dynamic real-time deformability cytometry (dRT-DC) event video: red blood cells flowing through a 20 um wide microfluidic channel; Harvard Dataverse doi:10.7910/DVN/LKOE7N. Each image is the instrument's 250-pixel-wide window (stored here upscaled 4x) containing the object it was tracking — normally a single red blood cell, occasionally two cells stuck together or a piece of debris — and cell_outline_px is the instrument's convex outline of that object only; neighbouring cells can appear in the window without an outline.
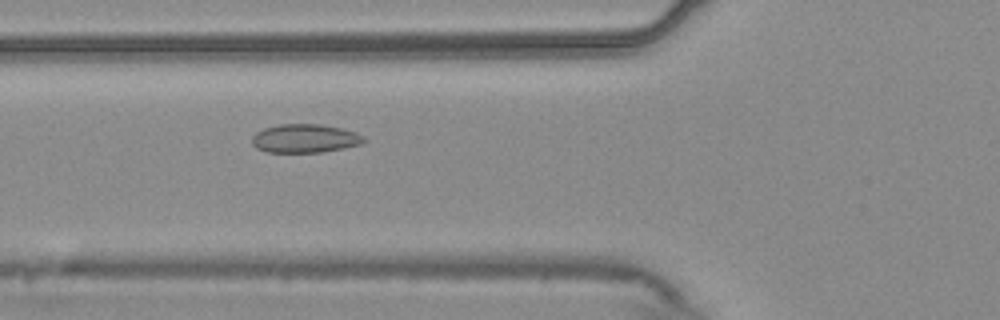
{"species": "common noctule bat (a hibernating species)", "species_latin": "Nyctalus noctula", "temperature_condition": "warm", "stored_images_in_passage": 56, "camera_frame_rate_fps": 3000, "um_per_image_px": 0.085, "animal": {"sex": "male", "body_mass_g": 20.4}, "frame": {"image": 1, "passage_image": 21, "time_ms": 6.667, "image_size_px": [1000, 320], "cell_outline_px": [[368, 140], [360, 144], [344, 148], [320, 152], [268, 152], [256, 148], [252, 144], [252, 136], [256, 132], [264, 128], [280, 124], [320, 124], [340, 128], [356, 132], [364, 136]], "centroid_in_image_um": [25.92, 11.76], "position_along_channel_um": 99.9, "area_um2": 18.67}}
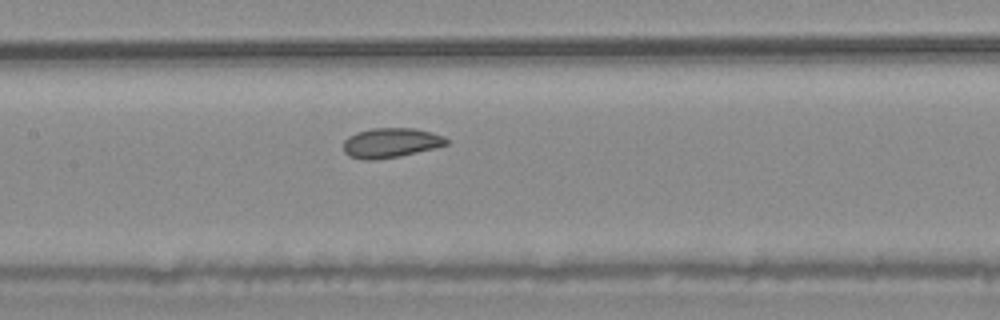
{"frame": {"image": 2, "passage_image": 27, "time_ms": 8.667, "image_size_px": [1000, 320], "cell_outline_px": [[448, 144], [436, 148], [400, 156], [376, 160], [364, 160], [348, 156], [344, 152], [344, 140], [348, 136], [356, 132], [372, 128], [416, 128], [432, 132], [444, 136], [448, 140]], "centroid_in_image_um": [33.22, 12.14], "position_along_channel_um": 174.2, "area_um2": 18.09}}
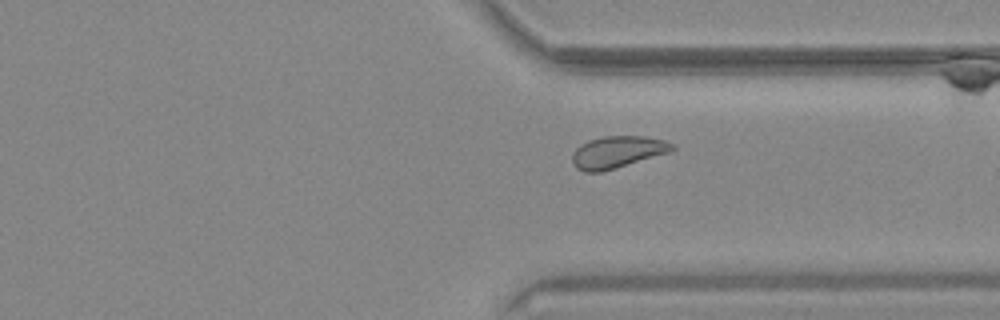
{"frame": {"image": 3, "passage_image": 42, "time_ms": 13.667, "image_size_px": [1000, 320], "cell_outline_px": [[676, 148], [672, 152], [616, 168], [600, 172], [584, 172], [576, 168], [572, 160], [572, 152], [580, 144], [588, 140], [604, 136], [644, 136], [664, 140], [672, 144]], "centroid_in_image_um": [52.48, 12.93], "position_along_channel_um": 358.9, "area_um2": 18.79}, "authors_computed_cell_mechanics": {"area_um2": 19.3052, "velocity_mm_per_s": 3.6924, "shape_relaxation_time_tau1_ms": 5.5919, "shape_relaxation_time_tau2_ms": 2.7243, "deformation_change_tau1": 0.0738, "deformation_change_tau2": 0.0752}}